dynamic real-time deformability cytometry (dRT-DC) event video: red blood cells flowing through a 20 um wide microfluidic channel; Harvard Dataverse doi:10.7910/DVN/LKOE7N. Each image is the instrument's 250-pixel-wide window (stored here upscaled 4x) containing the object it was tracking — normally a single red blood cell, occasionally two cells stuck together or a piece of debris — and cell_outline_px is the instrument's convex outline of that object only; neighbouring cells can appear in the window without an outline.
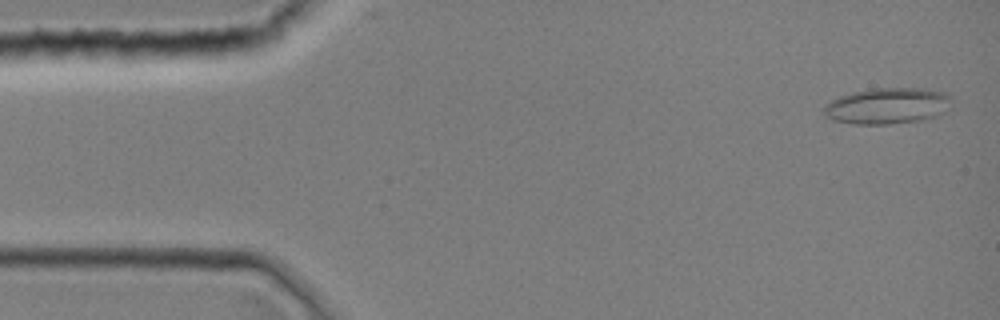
{"species": "common noctule bat (a hibernating species)", "species_latin": "Nyctalus noctula", "temperature_condition": "room temperature", "stored_images_in_passage": 7, "camera_frame_rate_fps": 3000, "um_per_image_px": 0.085, "animal": {"sex": "female", "body_mass_g": 19.0, "forearm_length_mm": 51.5}, "frame": {"image": 1, "passage_image": 2, "time_ms": 0.333, "image_size_px": [1000, 320], "cell_outline_px": [[952, 100], [944, 112], [940, 116], [920, 120], [888, 124], [852, 124], [832, 120], [824, 116], [824, 108], [832, 100], [840, 96], [852, 92], [872, 88], [924, 88], [944, 92], [952, 96]], "centroid_in_image_um": [75.45, 9.0], "position_along_channel_um": 9.5, "area_um2": 27.05}}